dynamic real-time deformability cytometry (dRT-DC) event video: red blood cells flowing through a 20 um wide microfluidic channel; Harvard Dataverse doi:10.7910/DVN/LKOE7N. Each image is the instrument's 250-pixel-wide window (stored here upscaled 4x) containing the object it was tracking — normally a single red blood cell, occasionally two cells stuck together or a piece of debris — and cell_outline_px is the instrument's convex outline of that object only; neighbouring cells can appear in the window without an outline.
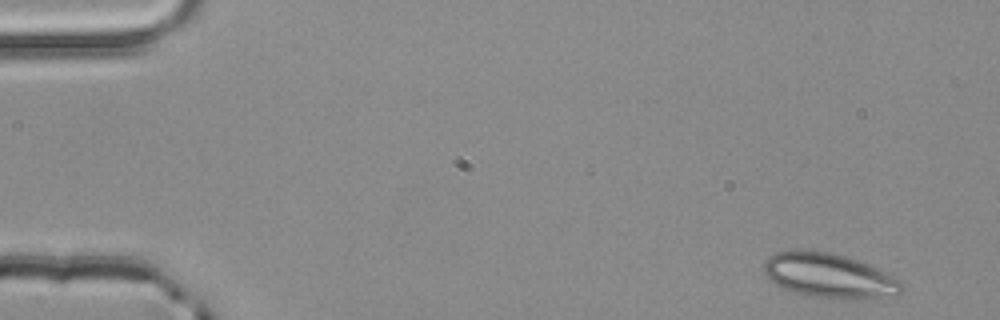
{"species": "common noctule bat (a hibernating species)", "species_latin": "Nyctalus noctula", "temperature_condition": "room temperature", "stored_images_in_passage": 3, "camera_frame_rate_fps": 3000, "um_per_image_px": 0.085, "animal": {"sex": "male", "body_mass_g": 20.4}, "frame": {"image": 1, "passage_image": 1, "time_ms": 0.0, "image_size_px": [1000, 320], "cell_outline_px": [[904, 288], [896, 296], [876, 300], [816, 296], [796, 292], [784, 288], [776, 284], [764, 272], [764, 260], [776, 252], [828, 252], [844, 256], [868, 264], [900, 280], [904, 284]], "centroid_in_image_um": [70.58, 23.47], "position_along_channel_um": 14.4, "area_um2": 35.03}}